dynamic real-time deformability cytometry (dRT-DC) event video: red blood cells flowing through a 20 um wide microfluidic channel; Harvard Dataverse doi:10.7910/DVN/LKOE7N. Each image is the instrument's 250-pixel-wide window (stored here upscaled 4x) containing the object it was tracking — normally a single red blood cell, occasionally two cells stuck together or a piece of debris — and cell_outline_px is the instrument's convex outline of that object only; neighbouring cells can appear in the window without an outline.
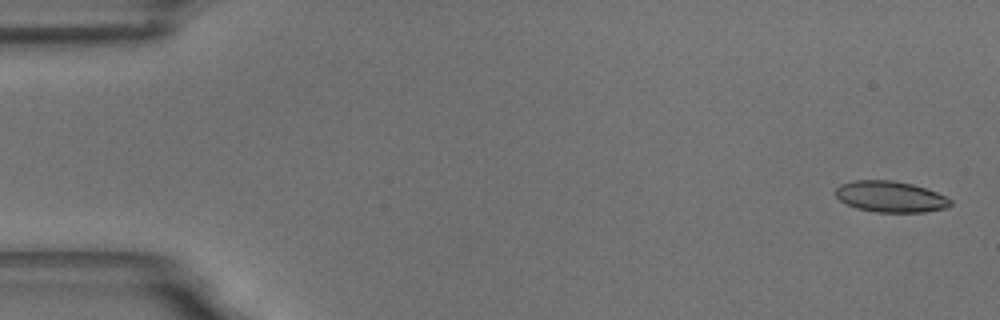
{"species": "common noctule bat (a hibernating species)", "species_latin": "Nyctalus noctula", "temperature_condition": "room temperature", "stored_images_in_passage": 7, "camera_frame_rate_fps": 3000, "um_per_image_px": 0.085, "animal": {"sex": "male", "body_mass_g": 18.8}, "frame": {"image": 1, "passage_image": 1, "time_ms": 0.0, "image_size_px": [1000, 320], "cell_outline_px": [[952, 204], [948, 208], [924, 212], [876, 212], [856, 208], [840, 200], [836, 196], [836, 188], [840, 184], [856, 180], [892, 180], [912, 184], [936, 192], [952, 200]], "centroid_in_image_um": [75.7, 16.72], "position_along_channel_um": 9.3, "area_um2": 20.75}}
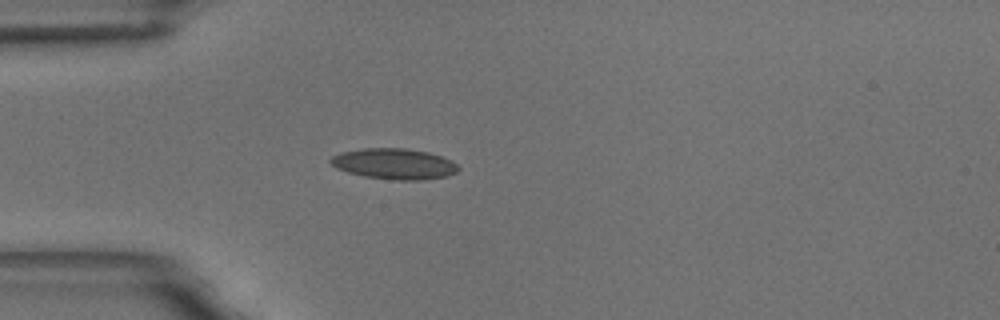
{"frame": {"image": 2, "passage_image": 5, "time_ms": 4.667, "image_size_px": [1000, 320], "cell_outline_px": [[460, 168], [456, 172], [448, 176], [420, 180], [396, 180], [364, 176], [348, 172], [336, 168], [328, 160], [332, 156], [340, 152], [364, 148], [404, 148], [428, 152], [452, 160]], "centroid_in_image_um": [33.5, 13.92], "position_along_channel_um": 51.5, "area_um2": 22.89}}
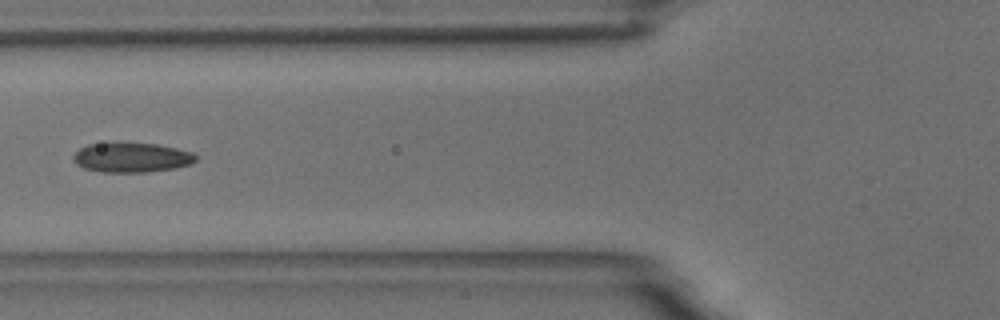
{"frame": {"image": 3, "passage_image": 7, "time_ms": 6.667, "image_size_px": [1000, 320], "cell_outline_px": [[196, 160], [188, 164], [176, 168], [144, 172], [100, 172], [84, 168], [76, 164], [72, 160], [72, 156], [80, 148], [88, 144], [120, 140], [156, 144], [176, 148], [192, 152], [196, 156]], "centroid_in_image_um": [11.12, 13.35], "position_along_channel_um": 114.7, "area_um2": 21.79}}